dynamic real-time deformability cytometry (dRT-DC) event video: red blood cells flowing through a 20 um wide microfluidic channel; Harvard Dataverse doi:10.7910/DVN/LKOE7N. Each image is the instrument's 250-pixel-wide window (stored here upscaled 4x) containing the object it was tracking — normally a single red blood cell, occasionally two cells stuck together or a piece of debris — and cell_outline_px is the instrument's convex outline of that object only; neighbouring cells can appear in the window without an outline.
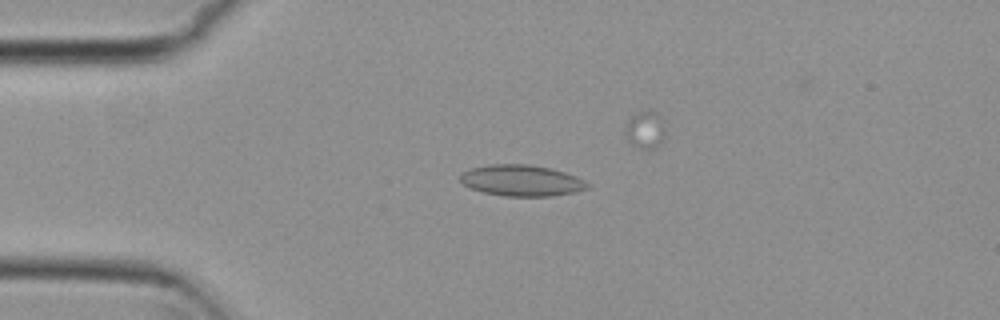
{"species": "common noctule bat (a hibernating species)", "species_latin": "Nyctalus noctula", "temperature_condition": "cold", "stored_images_in_passage": 17, "camera_frame_rate_fps": 3000, "um_per_image_px": 0.085, "animal": {"sex": "female", "body_mass_g": 29.2, "forearm_length_mm": 56.3}, "frame": {"image": 1, "passage_image": 8, "time_ms": 2.333, "image_size_px": [1000, 320], "cell_outline_px": [[588, 188], [576, 192], [552, 196], [504, 196], [484, 192], [472, 188], [464, 184], [460, 180], [460, 176], [464, 172], [472, 168], [488, 164], [528, 164], [552, 168], [576, 176], [584, 180], [588, 184]], "centroid_in_image_um": [44.36, 15.34], "position_along_channel_um": 40.6, "area_um2": 23.0}}
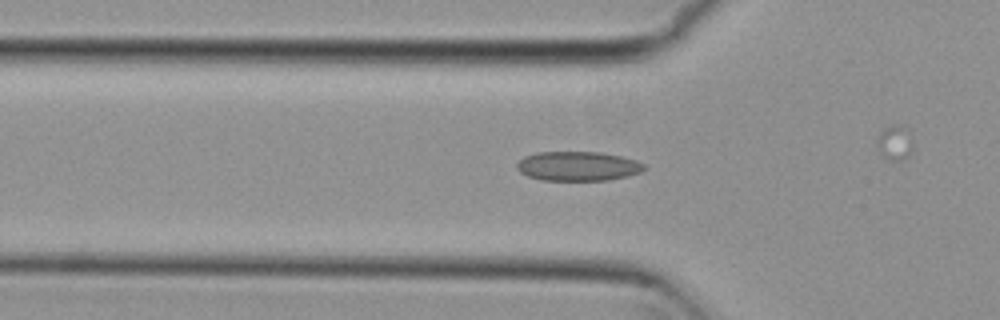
{"frame": {"image": 2, "passage_image": 13, "time_ms": 4.0, "image_size_px": [1000, 320], "cell_outline_px": [[644, 168], [640, 172], [628, 176], [608, 180], [544, 180], [528, 176], [520, 172], [516, 168], [516, 164], [524, 156], [536, 152], [600, 152], [620, 156], [636, 160], [644, 164]], "centroid_in_image_um": [49.1, 14.12], "position_along_channel_um": 76.7, "area_um2": 21.73}}
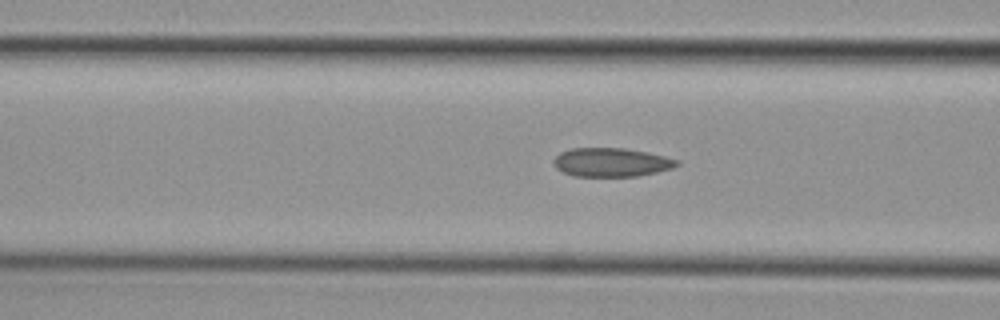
{"frame": {"image": 3, "passage_image": 16, "time_ms": 5.0, "image_size_px": [1000, 320], "cell_outline_px": [[680, 164], [672, 168], [656, 172], [636, 176], [572, 176], [556, 168], [552, 160], [560, 152], [572, 148], [624, 148], [648, 152], [680, 160]], "centroid_in_image_um": [51.96, 13.79], "position_along_channel_um": 114.6, "area_um2": 20.69}}